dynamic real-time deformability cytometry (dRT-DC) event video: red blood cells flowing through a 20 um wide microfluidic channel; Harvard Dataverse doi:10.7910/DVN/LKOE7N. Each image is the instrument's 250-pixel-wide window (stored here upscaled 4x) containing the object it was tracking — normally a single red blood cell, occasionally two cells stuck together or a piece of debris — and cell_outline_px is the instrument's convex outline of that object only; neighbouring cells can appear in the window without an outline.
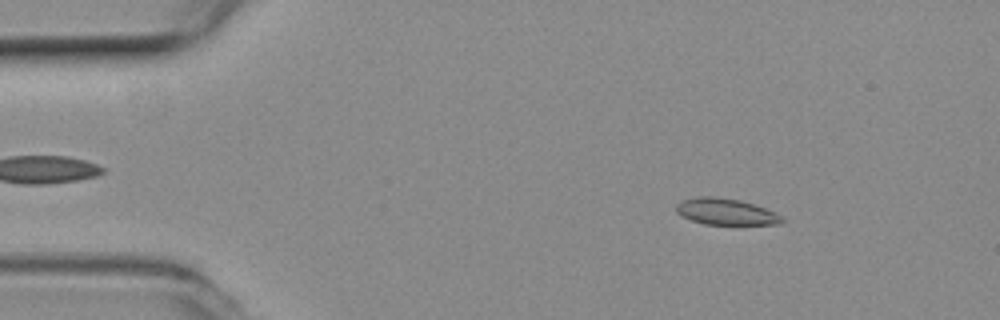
{"species": "common noctule bat (a hibernating species)", "species_latin": "Nyctalus noctula", "temperature_condition": "room temperature", "stored_images_in_passage": 53, "camera_frame_rate_fps": 3000, "um_per_image_px": 0.085, "animal": {"sex": "female", "body_mass_g": 19.3, "forearm_length_mm": 54.1}, "frame": {"image": 1, "passage_image": 7, "time_ms": 2.0, "image_size_px": [1000, 320], "cell_outline_px": [[784, 220], [780, 224], [704, 224], [692, 220], [676, 212], [676, 204], [680, 200], [696, 196], [716, 196], [740, 200], [764, 208], [780, 216]], "centroid_in_image_um": [61.63, 17.97], "position_along_channel_um": 23.4, "area_um2": 16.07}}
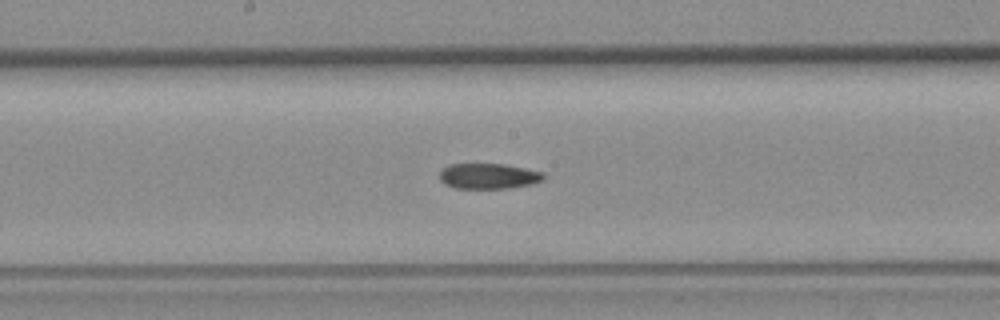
{"frame": {"image": 2, "passage_image": 27, "time_ms": 8.667, "image_size_px": [1000, 320], "cell_outline_px": [[544, 180], [532, 184], [508, 188], [456, 188], [444, 184], [440, 180], [440, 172], [448, 164], [504, 164], [544, 172]], "centroid_in_image_um": [41.53, 14.97], "position_along_channel_um": 206.7, "area_um2": 15.43}}
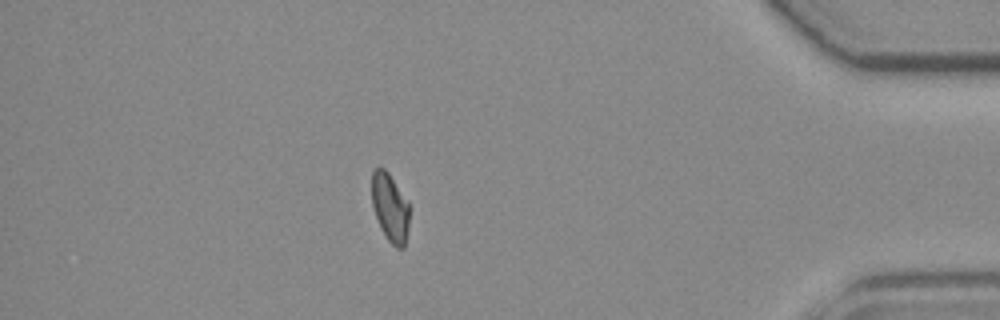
{"frame": {"image": 3, "passage_image": 46, "time_ms": 15.0, "image_size_px": [1000, 320], "cell_outline_px": [[408, 228], [404, 248], [396, 248], [388, 240], [380, 228], [372, 204], [372, 172], [376, 168], [384, 168], [388, 172], [408, 200]], "centroid_in_image_um": [33.15, 17.64], "position_along_channel_um": 402.0, "area_um2": 14.91}, "authors_computed_cell_mechanics": {"area_um2": 16.0684, "velocity_mm_per_s": 3.829, "shape_relaxation_time_tau1_ms": null, "shape_relaxation_time_tau2_ms": 6.5421, "deformation_change_tau1": null, "deformation_change_tau2": 0.0976}}